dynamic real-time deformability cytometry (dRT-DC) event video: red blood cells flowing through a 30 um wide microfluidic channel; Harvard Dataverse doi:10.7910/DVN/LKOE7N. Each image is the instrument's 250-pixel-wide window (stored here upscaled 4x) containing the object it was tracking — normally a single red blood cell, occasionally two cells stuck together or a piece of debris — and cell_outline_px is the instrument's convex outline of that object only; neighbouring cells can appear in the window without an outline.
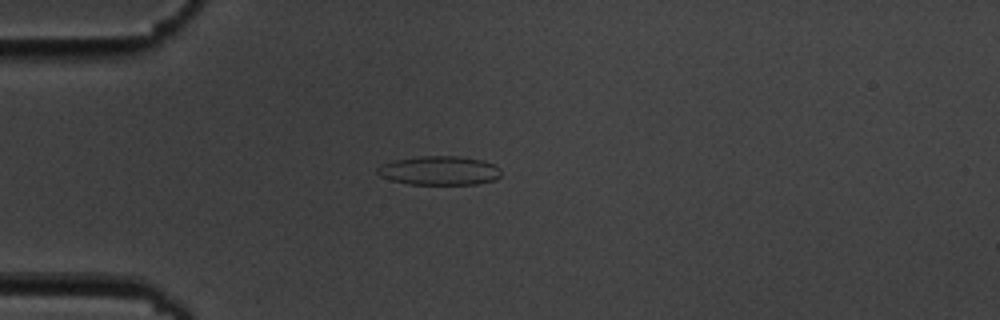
{"species": "common noctule bat (a hibernating species)", "species_latin": "Nyctalus noctula", "temperature_condition": "cold", "stored_images_in_passage": 7, "camera_frame_rate_fps": 3000, "um_per_image_px": 0.085, "animal": {"sex": "male", "body_mass_g": 19.5, "forearm_length_mm": 54.6}, "frame": {"image": 1, "passage_image": 3, "time_ms": 2.667, "image_size_px": [1000, 320], "cell_outline_px": [[500, 176], [496, 180], [476, 184], [408, 184], [392, 180], [380, 176], [376, 172], [376, 168], [392, 160], [420, 156], [460, 156], [484, 160], [496, 164], [500, 168]], "centroid_in_image_um": [37.38, 14.49], "position_along_channel_um": 47.6, "area_um2": 21.1}}
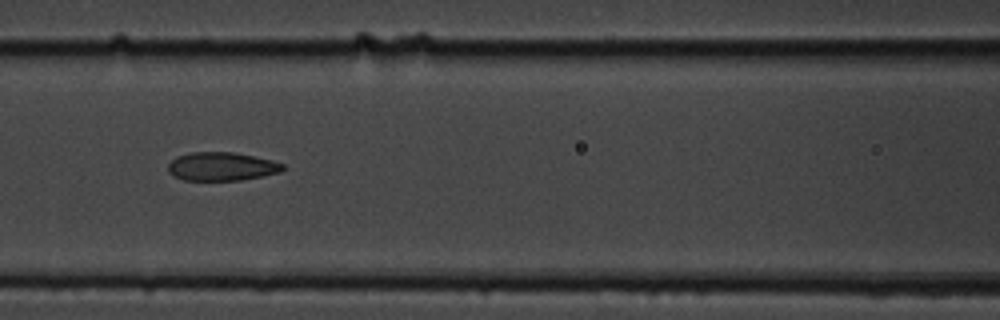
{"frame": {"image": 2, "passage_image": 6, "time_ms": 6.0, "image_size_px": [1000, 320], "cell_outline_px": [[284, 168], [280, 172], [240, 180], [184, 180], [172, 176], [168, 172], [168, 164], [176, 156], [192, 152], [232, 152], [272, 160], [284, 164]], "centroid_in_image_um": [18.8, 14.15], "position_along_channel_um": 147.8, "area_um2": 18.96}}
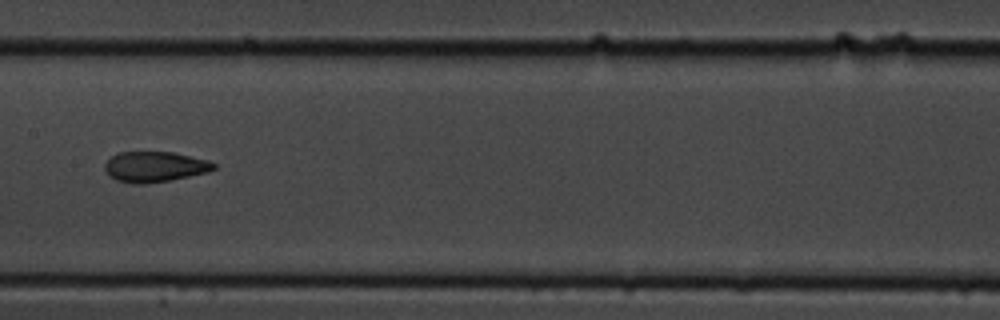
{"frame": {"image": 3, "passage_image": 7, "time_ms": 7.333, "image_size_px": [1000, 320], "cell_outline_px": [[216, 168], [208, 172], [168, 180], [144, 184], [132, 184], [116, 180], [108, 176], [104, 168], [104, 164], [112, 156], [120, 152], [172, 152], [208, 160], [216, 164]], "centroid_in_image_um": [13.12, 14.18], "position_along_channel_um": 194.3, "area_um2": 19.31}}